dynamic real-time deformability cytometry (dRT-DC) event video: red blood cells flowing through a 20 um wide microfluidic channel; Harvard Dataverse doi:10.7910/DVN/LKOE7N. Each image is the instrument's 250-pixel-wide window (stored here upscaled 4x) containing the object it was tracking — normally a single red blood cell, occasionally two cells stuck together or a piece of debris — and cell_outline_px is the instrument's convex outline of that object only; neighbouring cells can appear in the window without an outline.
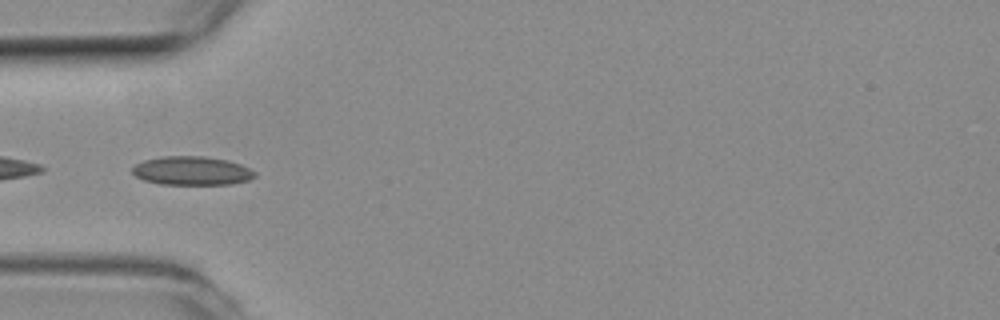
{"species": "common noctule bat (a hibernating species)", "species_latin": "Nyctalus noctula", "temperature_condition": "room temperature", "stored_images_in_passage": 53, "camera_frame_rate_fps": 3000, "um_per_image_px": 0.085, "animal": {"sex": "female", "body_mass_g": 19.3, "forearm_length_mm": 54.1}, "frame": {"image": 1, "passage_image": 16, "time_ms": 5.0, "image_size_px": [1000, 320], "cell_outline_px": [[256, 176], [248, 180], [232, 184], [160, 184], [144, 180], [136, 176], [132, 172], [132, 168], [136, 164], [144, 160], [160, 156], [204, 156], [228, 160], [240, 164], [256, 172]], "centroid_in_image_um": [16.3, 14.51], "position_along_channel_um": 68.7, "area_um2": 20.52}}
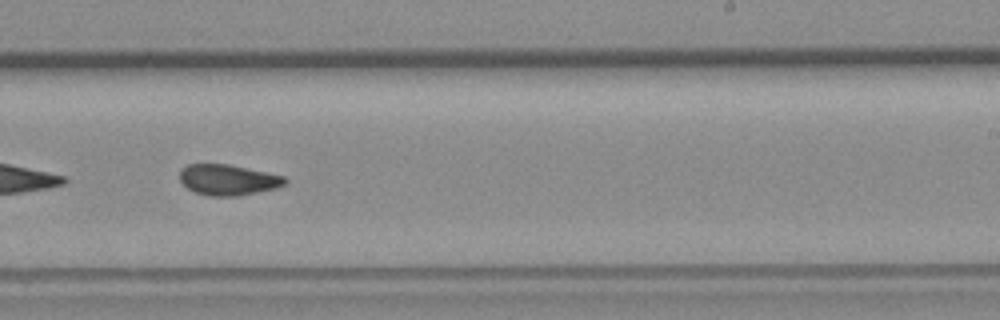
{"frame": {"image": 2, "passage_image": 32, "time_ms": 10.333, "image_size_px": [1000, 320], "cell_outline_px": [[288, 184], [276, 188], [240, 196], [208, 196], [196, 192], [188, 188], [180, 180], [180, 172], [188, 164], [228, 164], [268, 172], [284, 176], [288, 180]], "centroid_in_image_um": [19.44, 15.29], "position_along_channel_um": 269.6, "area_um2": 18.9}}
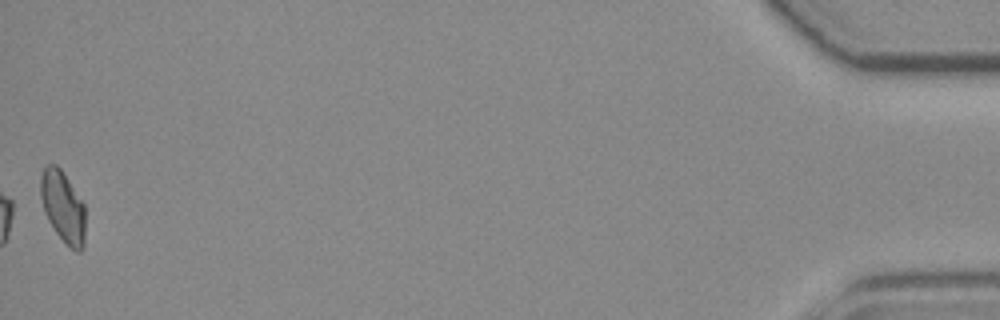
{"frame": {"image": 3, "passage_image": 53, "time_ms": 17.333, "image_size_px": [1000, 320], "cell_outline_px": [[84, 248], [80, 252], [76, 252], [56, 232], [48, 220], [44, 212], [40, 196], [40, 176], [44, 168], [48, 164], [56, 164], [60, 168], [84, 204]], "centroid_in_image_um": [5.33, 17.56], "position_along_channel_um": 429.9, "area_um2": 18.38}, "authors_computed_cell_mechanics": {"area_um2": 19.074, "velocity_mm_per_s": 3.765, "shape_relaxation_time_tau1_ms": null, "shape_relaxation_time_tau2_ms": 2.0943, "deformation_change_tau1": null, "deformation_change_tau2": 0.0555}}